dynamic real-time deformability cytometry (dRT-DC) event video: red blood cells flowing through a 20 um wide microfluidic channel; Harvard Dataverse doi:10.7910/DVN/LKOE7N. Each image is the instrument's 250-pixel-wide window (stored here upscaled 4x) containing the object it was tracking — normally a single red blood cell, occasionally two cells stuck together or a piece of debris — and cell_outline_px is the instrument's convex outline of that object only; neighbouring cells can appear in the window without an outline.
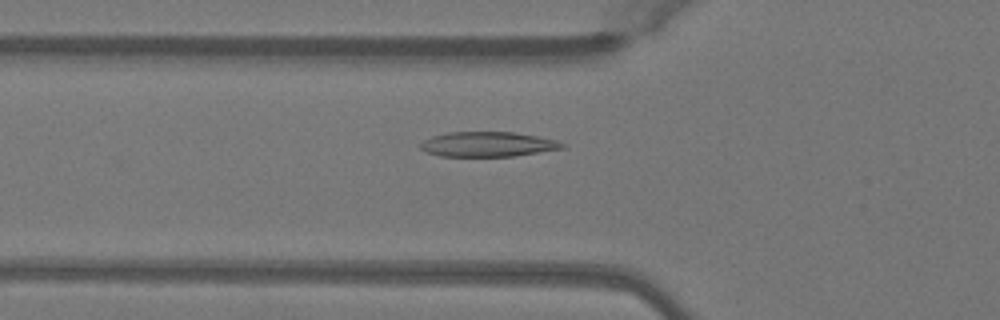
{"species": "Egyptian fruit bat (a non-hibernating species)", "species_latin": "Rousettus aegyptiacus", "temperature_condition": "warm", "stored_images_in_passage": 37, "camera_frame_rate_fps": 3000, "um_per_image_px": 0.085, "animal": {"sex": "female"}, "frame": {"image": 1, "passage_image": 4, "time_ms": 1.0, "image_size_px": [1000, 320], "cell_outline_px": [[568, 144], [564, 148], [516, 156], [440, 156], [428, 152], [420, 148], [420, 144], [424, 140], [432, 136], [448, 132], [516, 132], [556, 140]], "centroid_in_image_um": [41.5, 12.26], "position_along_channel_um": 84.3, "area_um2": 20.58}}
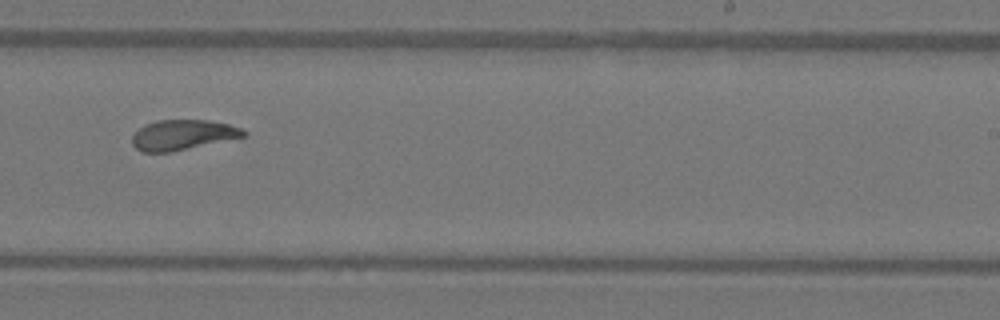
{"frame": {"image": 2, "passage_image": 18, "time_ms": 5.667, "image_size_px": [1000, 320], "cell_outline_px": [[248, 136], [168, 152], [140, 152], [132, 144], [132, 136], [144, 124], [156, 120], [208, 120], [228, 124], [240, 128], [248, 132]], "centroid_in_image_um": [15.53, 11.46], "position_along_channel_um": 273.5, "area_um2": 19.54}}
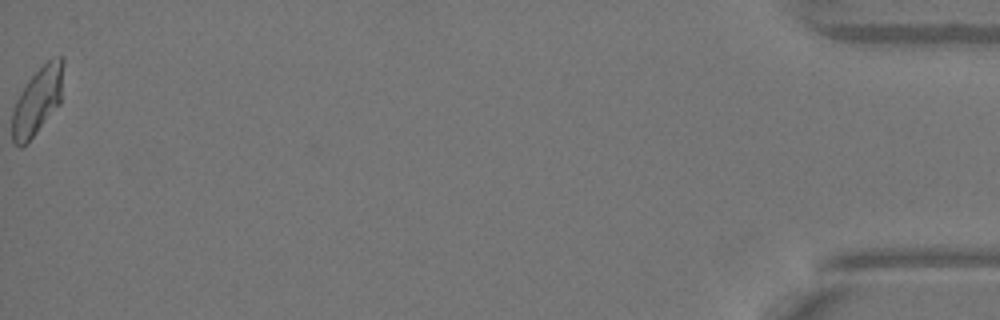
{"frame": {"image": 3, "passage_image": 37, "time_ms": 12.0, "image_size_px": [1000, 320], "cell_outline_px": [[64, 60], [60, 104], [28, 144], [20, 148], [12, 140], [12, 112], [16, 100], [20, 92], [28, 80], [52, 56], [60, 56]], "centroid_in_image_um": [3.18, 8.6], "position_along_channel_um": 432.0, "area_um2": 20.29}, "authors_computed_cell_mechanics": {"area_um2": 20.2878, "velocity_mm_per_s": 4.0405, "shape_relaxation_time_tau1_ms": 4.3429, "shape_relaxation_time_tau2_ms": 1.2682, "deformation_change_tau1": 0.1638, "deformation_change_tau2": 0.0738}}